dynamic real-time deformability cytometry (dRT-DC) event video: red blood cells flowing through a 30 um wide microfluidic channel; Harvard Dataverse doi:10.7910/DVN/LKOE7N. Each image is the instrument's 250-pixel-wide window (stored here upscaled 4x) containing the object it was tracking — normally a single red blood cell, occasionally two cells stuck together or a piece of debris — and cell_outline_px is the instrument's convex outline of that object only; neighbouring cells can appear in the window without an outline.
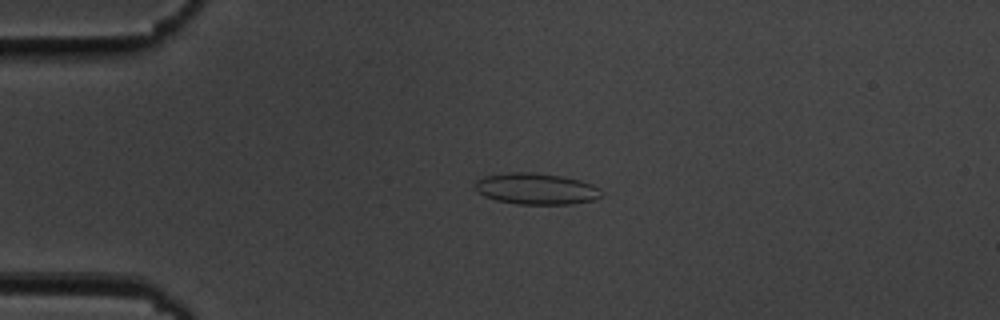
{"species": "common noctule bat (a hibernating species)", "species_latin": "Nyctalus noctula", "temperature_condition": "cold", "stored_images_in_passage": 55, "camera_frame_rate_fps": 3000, "um_per_image_px": 0.085, "animal": {"sex": "male", "body_mass_g": 19.5, "forearm_length_mm": 54.6}, "frame": {"image": 1, "passage_image": 13, "time_ms": 4.0, "image_size_px": [1000, 320], "cell_outline_px": [[604, 196], [592, 200], [572, 204], [516, 204], [496, 200], [484, 196], [476, 188], [476, 180], [484, 176], [508, 172], [532, 172], [560, 176], [580, 180], [592, 184], [600, 188], [604, 192]], "centroid_in_image_um": [45.62, 16.05], "position_along_channel_um": 39.4, "area_um2": 23.12}}
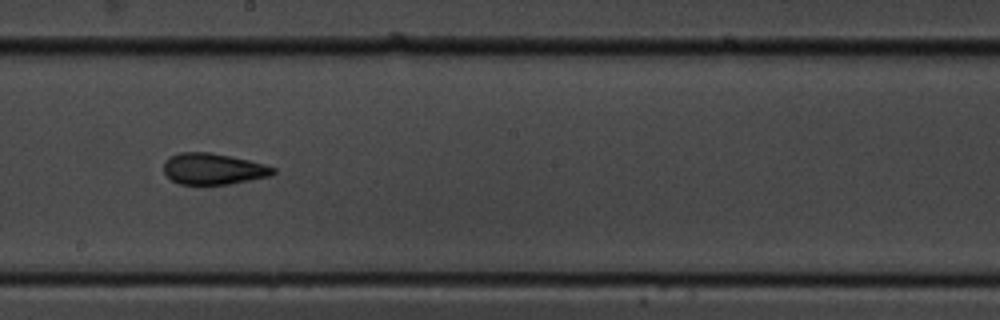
{"frame": {"image": 2, "passage_image": 31, "time_ms": 10.0, "image_size_px": [1000, 320], "cell_outline_px": [[276, 172], [268, 176], [228, 184], [180, 184], [172, 180], [164, 172], [164, 160], [168, 156], [180, 152], [212, 152], [248, 160], [264, 164], [276, 168]], "centroid_in_image_um": [18.09, 14.34], "position_along_channel_um": 230.1, "area_um2": 19.83}}
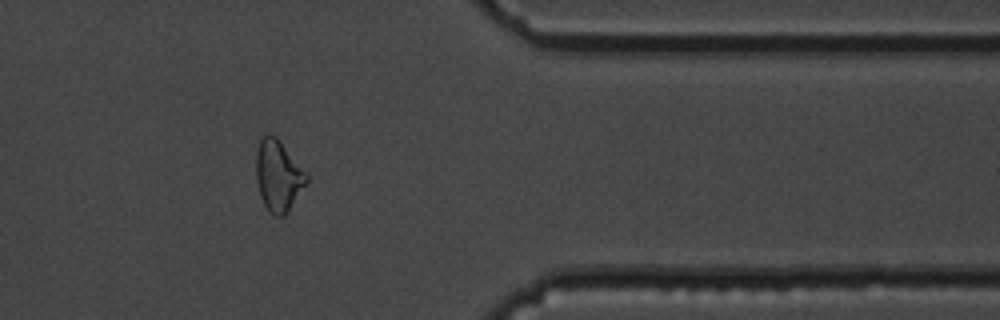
{"frame": {"image": 3, "passage_image": 45, "time_ms": 14.667, "image_size_px": [1000, 320], "cell_outline_px": [[308, 184], [288, 212], [284, 216], [276, 216], [264, 204], [260, 196], [256, 180], [256, 152], [260, 140], [264, 136], [276, 136], [280, 140], [308, 176]], "centroid_in_image_um": [23.67, 14.96], "position_along_channel_um": 387.7, "area_um2": 20.75}, "authors_computed_cell_mechanics": {"area_um2": 21.1548, "velocity_mm_per_s": 3.6916, "shape_relaxation_time_tau1_ms": null, "shape_relaxation_time_tau2_ms": 1.592, "deformation_change_tau1": null, "deformation_change_tau2": 0.073}}